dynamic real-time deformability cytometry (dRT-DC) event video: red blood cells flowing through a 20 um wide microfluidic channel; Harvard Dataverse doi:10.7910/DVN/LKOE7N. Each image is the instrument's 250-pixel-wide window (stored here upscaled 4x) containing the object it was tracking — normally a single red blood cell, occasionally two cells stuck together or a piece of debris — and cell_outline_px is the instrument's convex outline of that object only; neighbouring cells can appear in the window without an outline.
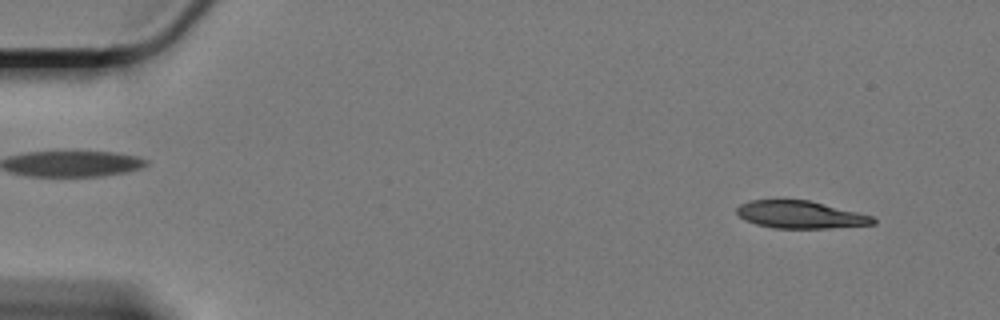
{"species": "Egyptian fruit bat (a non-hibernating species)", "species_latin": "Rousettus aegyptiacus", "temperature_condition": "cold", "stored_images_in_passage": 59, "segment_of_instrument_passage": [1, 2], "camera_frame_rate_fps": 3000, "um_per_image_px": 0.085, "animal": {"sex": "female"}, "frame": {"image": 1, "passage_image": 3, "time_ms": 0.667, "image_size_px": [1000, 320], "cell_outline_px": [[876, 224], [828, 228], [772, 228], [756, 224], [744, 220], [736, 212], [736, 208], [740, 204], [752, 200], [808, 200], [872, 216], [876, 220]], "centroid_in_image_um": [68.0, 18.25], "position_along_channel_um": 17.0, "area_um2": 21.62}}
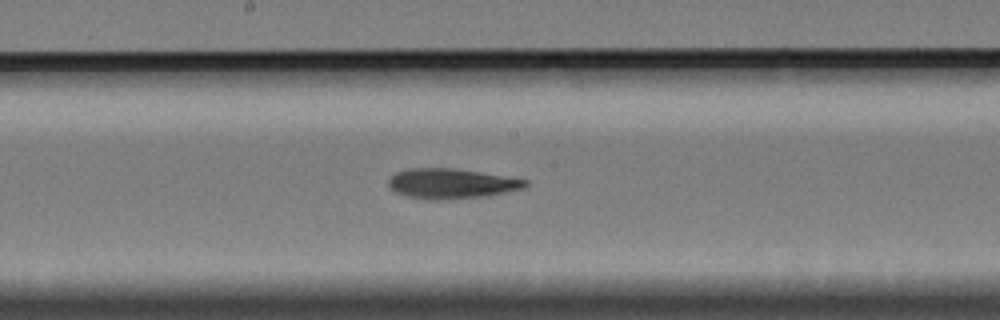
{"frame": {"image": 2, "passage_image": 30, "time_ms": 9.667, "image_size_px": [1000, 320], "cell_outline_px": [[528, 184], [524, 188], [488, 196], [444, 200], [428, 200], [408, 196], [396, 192], [388, 188], [388, 180], [396, 172], [412, 168], [448, 168], [480, 172], [528, 180]], "centroid_in_image_um": [38.35, 15.62], "position_along_channel_um": 209.8, "area_um2": 23.93}}
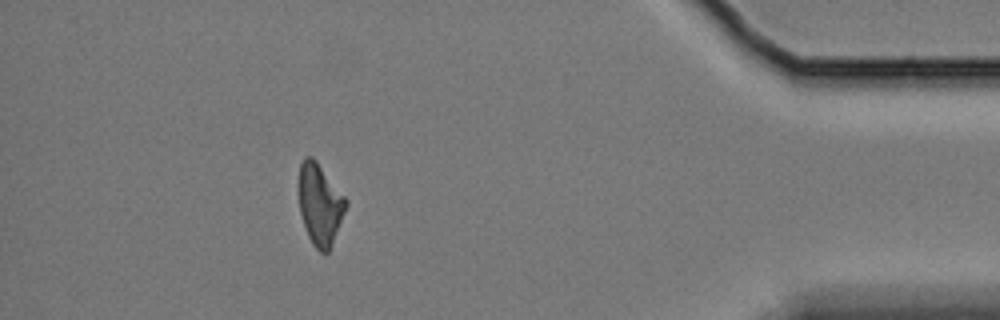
{"frame": {"image": 3, "passage_image": 52, "time_ms": 17.0, "image_size_px": [1000, 320], "cell_outline_px": [[348, 204], [332, 244], [328, 252], [320, 252], [312, 244], [308, 236], [300, 212], [300, 164], [304, 156], [312, 156], [316, 160], [348, 200]], "centroid_in_image_um": [27.21, 17.36], "position_along_channel_um": 408.0, "area_um2": 22.02}}